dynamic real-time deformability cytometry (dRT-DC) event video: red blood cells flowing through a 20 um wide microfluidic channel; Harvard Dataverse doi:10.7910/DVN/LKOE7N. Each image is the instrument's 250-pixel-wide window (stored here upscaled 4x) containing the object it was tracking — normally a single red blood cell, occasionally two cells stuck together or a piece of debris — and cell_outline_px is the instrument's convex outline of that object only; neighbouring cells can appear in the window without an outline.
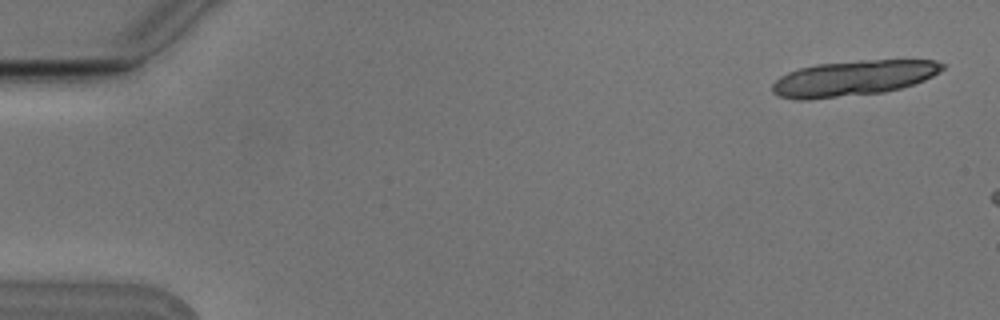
{"species": "Egyptian fruit bat (a non-hibernating species)", "species_latin": "Rousettus aegyptiacus", "temperature_condition": "cold", "stored_images_in_passage": 7, "camera_frame_rate_fps": 3000, "um_per_image_px": 0.085, "animal": {"sex": "male"}, "frame": {"image": 1, "passage_image": 1, "time_ms": 0.0, "image_size_px": [1000, 320], "cell_outline_px": [[944, 68], [940, 72], [924, 80], [900, 88], [884, 92], [808, 100], [796, 100], [780, 96], [772, 92], [772, 84], [780, 76], [788, 72], [800, 68], [816, 64], [860, 60], [936, 60], [944, 64]], "centroid_in_image_um": [72.51, 6.65], "position_along_channel_um": 12.5, "area_um2": 35.08}}